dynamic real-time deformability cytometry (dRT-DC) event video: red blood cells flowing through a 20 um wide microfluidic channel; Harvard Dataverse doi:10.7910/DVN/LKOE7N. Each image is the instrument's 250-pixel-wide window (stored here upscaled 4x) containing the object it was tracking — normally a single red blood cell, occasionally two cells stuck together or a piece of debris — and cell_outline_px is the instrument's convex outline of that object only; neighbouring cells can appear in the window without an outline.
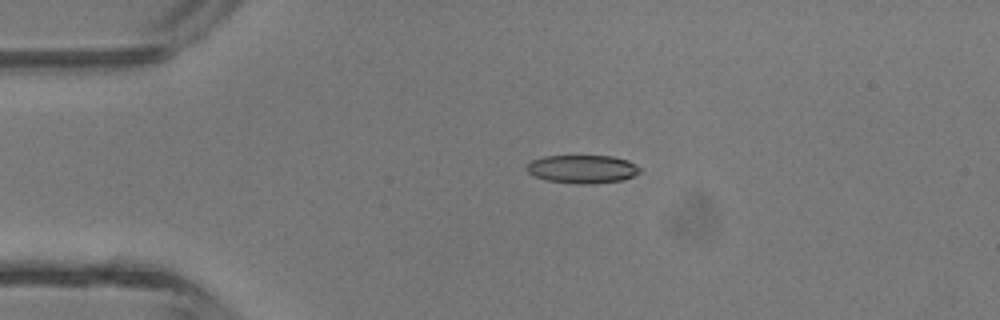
{"species": "common noctule bat (a hibernating species)", "species_latin": "Nyctalus noctula", "temperature_condition": "room temperature", "stored_images_in_passage": 4, "camera_frame_rate_fps": 3000, "um_per_image_px": 0.085, "animal": {"sex": "male", "body_mass_g": 13.3}, "frame": {"image": 1, "passage_image": 3, "time_ms": 2.333, "image_size_px": [1000, 320], "cell_outline_px": [[640, 172], [624, 180], [596, 184], [580, 184], [548, 180], [532, 176], [524, 168], [532, 160], [544, 156], [612, 156], [628, 160], [640, 168]], "centroid_in_image_um": [49.49, 14.37], "position_along_channel_um": 35.5, "area_um2": 18.73}}